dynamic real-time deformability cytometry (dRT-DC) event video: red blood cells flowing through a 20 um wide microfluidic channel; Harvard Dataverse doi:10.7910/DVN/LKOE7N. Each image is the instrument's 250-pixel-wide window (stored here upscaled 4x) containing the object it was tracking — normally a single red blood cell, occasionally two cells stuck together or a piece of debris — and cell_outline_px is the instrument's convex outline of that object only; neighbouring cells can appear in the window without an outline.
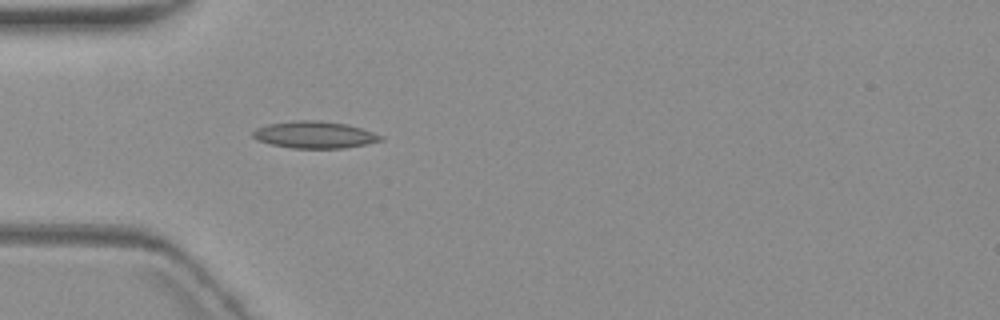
{"species": "common noctule bat (a hibernating species)", "species_latin": "Nyctalus noctula", "temperature_condition": "warm", "stored_images_in_passage": 1, "camera_frame_rate_fps": 3000, "um_per_image_px": 0.085, "animal": {"sex": "female", "body_mass_g": 19.3, "forearm_length_mm": 54.1}, "frame": {"image": 1, "passage_image": 1, "time_ms": 0.0, "image_size_px": [1000, 320], "cell_outline_px": [[384, 140], [344, 148], [292, 148], [272, 144], [256, 140], [252, 136], [252, 132], [256, 128], [268, 124], [296, 120], [320, 120], [348, 124], [384, 136]], "centroid_in_image_um": [26.73, 11.45], "position_along_channel_um": 58.3, "area_um2": 20.06}}